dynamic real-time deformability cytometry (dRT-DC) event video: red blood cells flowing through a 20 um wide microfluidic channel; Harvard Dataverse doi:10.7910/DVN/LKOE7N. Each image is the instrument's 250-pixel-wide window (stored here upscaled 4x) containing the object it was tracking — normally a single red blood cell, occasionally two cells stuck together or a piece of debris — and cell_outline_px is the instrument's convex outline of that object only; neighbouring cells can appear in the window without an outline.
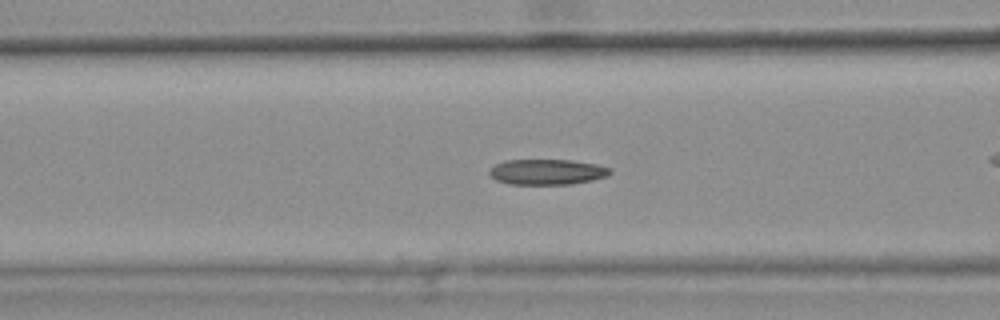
{"species": "common noctule bat (a hibernating species)", "species_latin": "Nyctalus noctula", "temperature_condition": "warm", "stored_images_in_passage": 45, "camera_frame_rate_fps": 3000, "um_per_image_px": 0.085, "animal": {"sex": "female", "body_mass_g": 25.1}, "frame": {"image": 1, "passage_image": 20, "time_ms": 6.333, "image_size_px": [1000, 320], "cell_outline_px": [[612, 172], [608, 176], [592, 180], [572, 184], [508, 184], [496, 180], [488, 176], [488, 168], [504, 160], [572, 160], [596, 164], [612, 168]], "centroid_in_image_um": [46.47, 14.61], "position_along_channel_um": 120.1, "area_um2": 18.21}, "authors_computed_cell_mechanics": {"area_um2": 18.496, "velocity_mm_per_s": 3.8022, "shape_relaxation_time_tau1_ms": null, "shape_relaxation_time_tau2_ms": 8.5795, "deformation_change_tau1": null, "deformation_change_tau2": 0.1348}}